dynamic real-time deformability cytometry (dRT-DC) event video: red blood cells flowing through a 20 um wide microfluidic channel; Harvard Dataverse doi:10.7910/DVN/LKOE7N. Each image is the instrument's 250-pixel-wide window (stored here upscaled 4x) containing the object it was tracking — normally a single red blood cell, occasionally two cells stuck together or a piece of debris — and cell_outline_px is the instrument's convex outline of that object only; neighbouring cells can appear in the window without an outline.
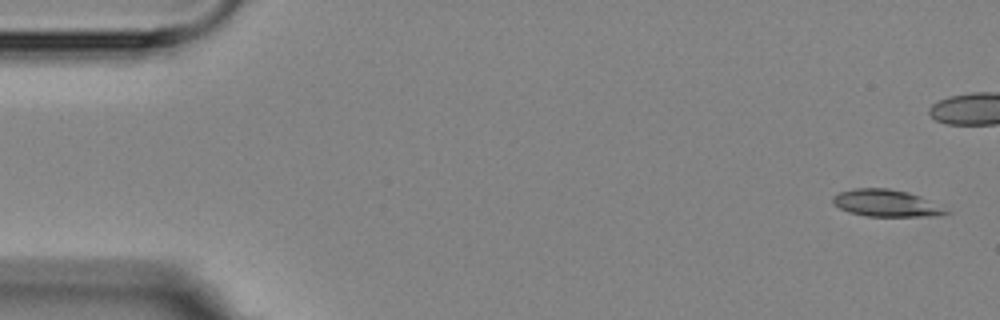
{"species": "Egyptian fruit bat (a non-hibernating species)", "species_latin": "Rousettus aegyptiacus", "temperature_condition": "room temperature", "stored_images_in_passage": 10, "segment_of_instrument_passage": [1, 2], "camera_frame_rate_fps": 3000, "um_per_image_px": 0.085, "animal": {"sex": "female"}, "frame": {"image": 1, "passage_image": 1, "time_ms": 0.0, "image_size_px": [1000, 320], "cell_outline_px": [[952, 212], [936, 216], [868, 216], [848, 212], [832, 204], [832, 196], [840, 192], [852, 188], [888, 188], [908, 192], [920, 196]], "centroid_in_image_um": [75.29, 17.26], "position_along_channel_um": 9.7, "area_um2": 17.8}}
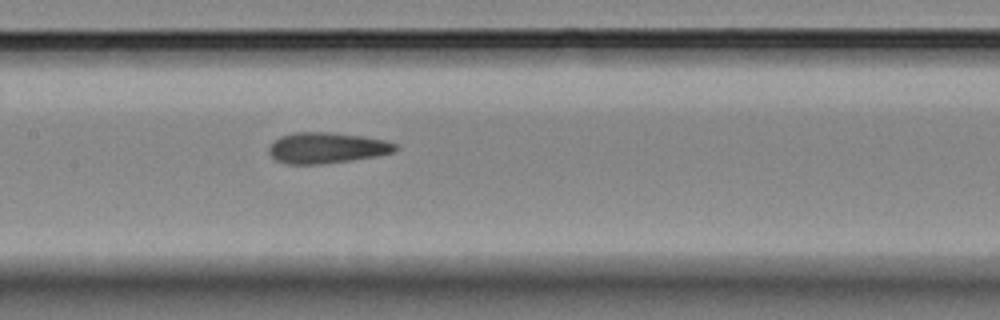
{"frame": {"image": 2, "passage_image": 9, "time_ms": 9.667, "image_size_px": [1000, 320], "cell_outline_px": [[400, 148], [396, 152], [376, 156], [352, 160], [320, 164], [284, 164], [276, 160], [268, 152], [268, 148], [280, 136], [296, 132], [328, 132], [360, 136], [384, 140], [396, 144]], "centroid_in_image_um": [27.79, 12.58], "position_along_channel_um": 179.6, "area_um2": 22.72}}